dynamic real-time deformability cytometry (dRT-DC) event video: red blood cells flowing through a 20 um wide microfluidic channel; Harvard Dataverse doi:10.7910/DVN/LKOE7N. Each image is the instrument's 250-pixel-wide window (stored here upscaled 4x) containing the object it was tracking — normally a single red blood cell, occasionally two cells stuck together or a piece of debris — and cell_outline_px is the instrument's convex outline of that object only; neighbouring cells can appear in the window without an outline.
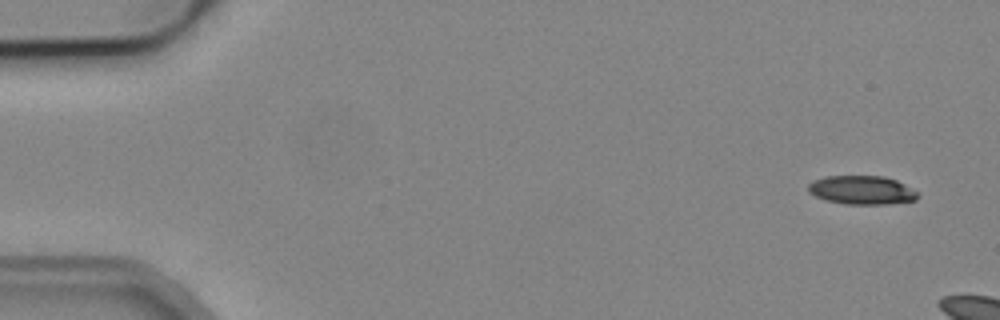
{"species": "common noctule bat (a hibernating species)", "species_latin": "Nyctalus noctula", "temperature_condition": "cold", "stored_images_in_passage": 5, "camera_frame_rate_fps": 3000, "um_per_image_px": 0.085, "animal": {"sex": "male", "body_mass_g": 19.2, "forearm_length_mm": 51.8}, "frame": {"image": 1, "passage_image": 1, "time_ms": 0.0, "image_size_px": [1000, 320], "cell_outline_px": [[920, 196], [916, 200], [888, 204], [844, 204], [828, 200], [816, 196], [808, 192], [808, 184], [812, 180], [824, 176], [884, 176], [896, 180], [920, 192]], "centroid_in_image_um": [73.28, 16.15], "position_along_channel_um": 11.7, "area_um2": 18.5}}